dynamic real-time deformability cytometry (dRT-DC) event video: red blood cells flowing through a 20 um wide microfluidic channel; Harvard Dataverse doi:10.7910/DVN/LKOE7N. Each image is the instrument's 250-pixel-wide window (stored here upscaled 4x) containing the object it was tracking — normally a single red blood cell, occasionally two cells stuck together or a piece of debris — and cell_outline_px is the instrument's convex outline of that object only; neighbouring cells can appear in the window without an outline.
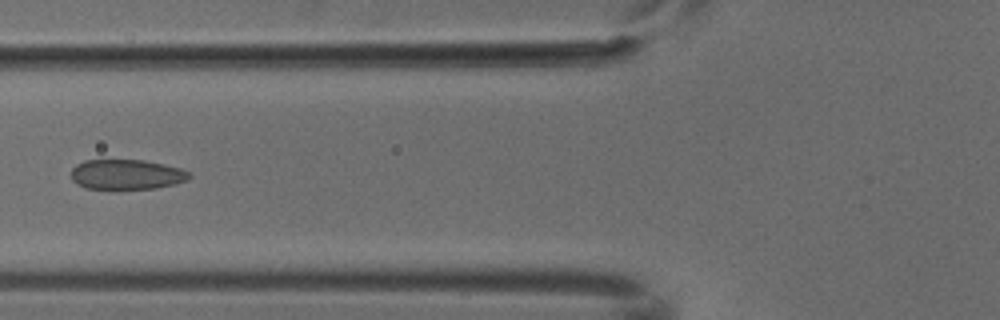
{"species": "common noctule bat (a hibernating species)", "species_latin": "Nyctalus noctula", "temperature_condition": "cold", "stored_images_in_passage": 4, "camera_frame_rate_fps": 3000, "um_per_image_px": 0.085, "animal": {"sex": "male", "body_mass_g": 18.8}, "frame": {"image": 1, "passage_image": 4, "time_ms": 1.0, "image_size_px": [1000, 320], "cell_outline_px": [[192, 176], [188, 180], [176, 184], [156, 188], [112, 192], [84, 188], [76, 184], [72, 180], [72, 168], [76, 164], [84, 160], [144, 160], [164, 164], [180, 168], [192, 172]], "centroid_in_image_um": [10.75, 14.88], "position_along_channel_um": 115.0, "area_um2": 21.79}}